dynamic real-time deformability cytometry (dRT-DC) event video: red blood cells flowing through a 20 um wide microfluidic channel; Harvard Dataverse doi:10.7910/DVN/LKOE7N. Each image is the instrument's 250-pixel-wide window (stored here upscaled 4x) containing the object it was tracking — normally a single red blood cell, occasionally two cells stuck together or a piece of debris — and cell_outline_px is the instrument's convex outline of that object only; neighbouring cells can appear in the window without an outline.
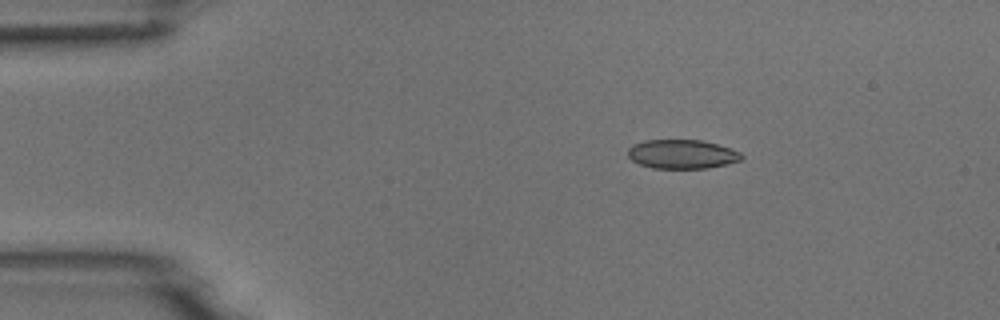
{"species": "common noctule bat (a hibernating species)", "species_latin": "Nyctalus noctula", "temperature_condition": "room temperature", "stored_images_in_passage": 2, "camera_frame_rate_fps": 3000, "um_per_image_px": 0.085, "animal": {"sex": "male", "body_mass_g": 18.8}, "frame": {"image": 1, "passage_image": 1, "time_ms": 0.0, "image_size_px": [1000, 320], "cell_outline_px": [[744, 156], [740, 160], [728, 164], [708, 168], [652, 168], [640, 164], [632, 160], [628, 156], [628, 148], [632, 144], [644, 140], [700, 140], [716, 144], [740, 152]], "centroid_in_image_um": [57.95, 13.1], "position_along_channel_um": 27.1, "area_um2": 19.19}}